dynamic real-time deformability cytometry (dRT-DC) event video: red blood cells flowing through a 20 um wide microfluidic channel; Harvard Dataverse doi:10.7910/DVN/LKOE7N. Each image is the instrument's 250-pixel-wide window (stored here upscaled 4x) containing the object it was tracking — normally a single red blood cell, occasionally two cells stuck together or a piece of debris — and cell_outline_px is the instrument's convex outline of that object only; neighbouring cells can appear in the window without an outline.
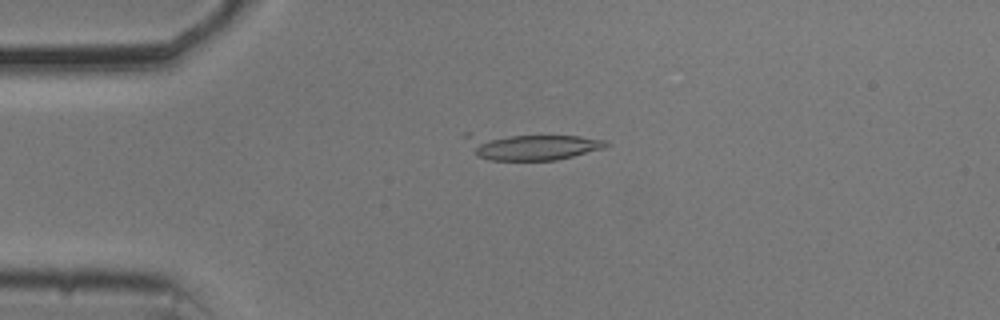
{"species": "common noctule bat (a hibernating species)", "species_latin": "Nyctalus noctula", "temperature_condition": "cold", "stored_images_in_passage": 20, "camera_frame_rate_fps": 3000, "um_per_image_px": 0.085, "animal": {"sex": "male", "body_mass_g": 20.5, "forearm_length_mm": 52.5}, "frame": {"image": 1, "passage_image": 12, "time_ms": 3.667, "image_size_px": [1000, 320], "cell_outline_px": [[612, 144], [604, 148], [556, 160], [488, 160], [476, 156], [464, 136], [464, 132], [468, 132], [580, 136], [604, 140]], "centroid_in_image_um": [45.08, 12.41], "position_along_channel_um": 39.9, "area_um2": 22.43}}
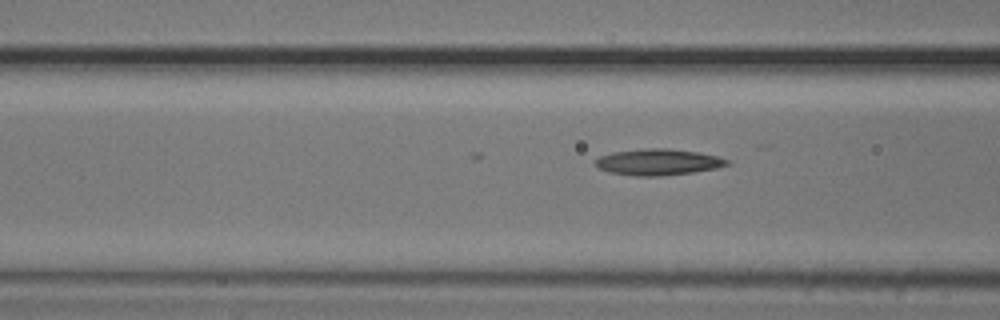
{"frame": {"image": 2, "passage_image": 20, "time_ms": 6.333, "image_size_px": [1000, 320], "cell_outline_px": [[732, 164], [716, 168], [692, 172], [660, 176], [636, 176], [608, 172], [600, 168], [596, 164], [596, 160], [600, 156], [612, 152], [652, 148], [668, 148], [696, 152], [716, 156], [732, 160]], "centroid_in_image_um": [55.99, 13.78], "position_along_channel_um": 110.6, "area_um2": 20.0}}